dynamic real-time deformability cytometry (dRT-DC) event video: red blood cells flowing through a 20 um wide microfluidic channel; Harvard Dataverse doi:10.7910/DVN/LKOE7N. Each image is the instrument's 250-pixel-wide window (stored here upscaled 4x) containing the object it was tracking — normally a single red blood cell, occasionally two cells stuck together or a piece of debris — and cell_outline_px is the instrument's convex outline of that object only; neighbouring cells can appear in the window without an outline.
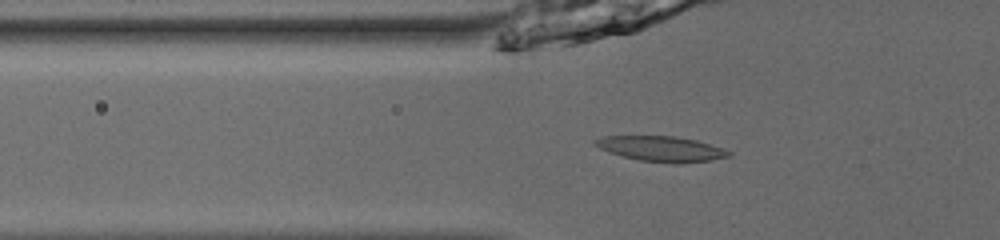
{"species": "common noctule bat (a hibernating species)", "species_latin": "Nyctalus noctula", "temperature_condition": "room temperature", "stored_images_in_passage": 54, "camera_frame_rate_fps": 3000, "um_per_image_px": 0.085, "animal": {"sex": "male", "body_mass_g": 13.0, "forearm_length_mm": 53.1}, "frame": {"image": 1, "passage_image": 21, "time_ms": 6.667, "image_size_px": [1000, 240], "cell_outline_px": [[732, 156], [712, 160], [680, 164], [640, 160], [624, 156], [600, 148], [592, 144], [592, 140], [604, 136], [676, 136], [696, 140], [732, 152]], "centroid_in_image_um": [56.23, 12.65], "position_along_channel_um": 69.6, "area_um2": 19.54}}
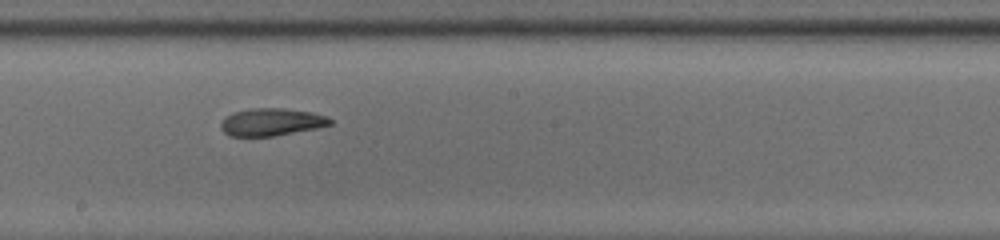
{"frame": {"image": 2, "passage_image": 33, "time_ms": 10.667, "image_size_px": [1000, 240], "cell_outline_px": [[332, 124], [316, 128], [272, 136], [228, 136], [220, 128], [220, 124], [224, 116], [232, 112], [252, 108], [284, 108], [312, 112], [328, 116], [332, 120]], "centroid_in_image_um": [23.04, 10.36], "position_along_channel_um": 225.2, "area_um2": 17.63}}
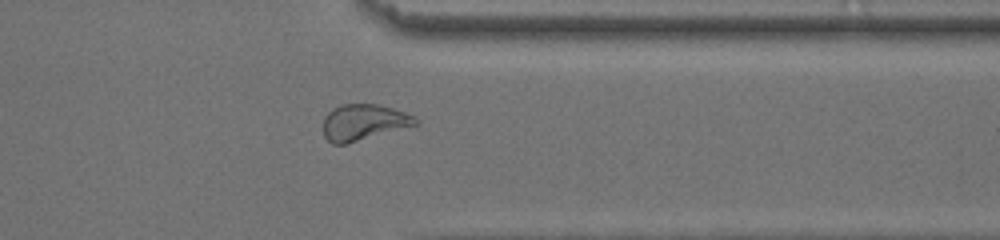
{"frame": {"image": 3, "passage_image": 45, "time_ms": 14.667, "image_size_px": [1000, 240], "cell_outline_px": [[420, 120], [416, 124], [348, 144], [332, 144], [324, 136], [324, 116], [332, 108], [340, 104], [376, 104], [392, 108], [404, 112]], "centroid_in_image_um": [30.86, 10.39], "position_along_channel_um": 380.5, "area_um2": 19.25}, "authors_computed_cell_mechanics": {"area_um2": 18.8428, "velocity_mm_per_s": 3.9059, "shape_relaxation_time_tau1_ms": 6.5726, "shape_relaxation_time_tau2_ms": 2.7926, "deformation_change_tau1": 0.1805, "deformation_change_tau2": 0.1033}}